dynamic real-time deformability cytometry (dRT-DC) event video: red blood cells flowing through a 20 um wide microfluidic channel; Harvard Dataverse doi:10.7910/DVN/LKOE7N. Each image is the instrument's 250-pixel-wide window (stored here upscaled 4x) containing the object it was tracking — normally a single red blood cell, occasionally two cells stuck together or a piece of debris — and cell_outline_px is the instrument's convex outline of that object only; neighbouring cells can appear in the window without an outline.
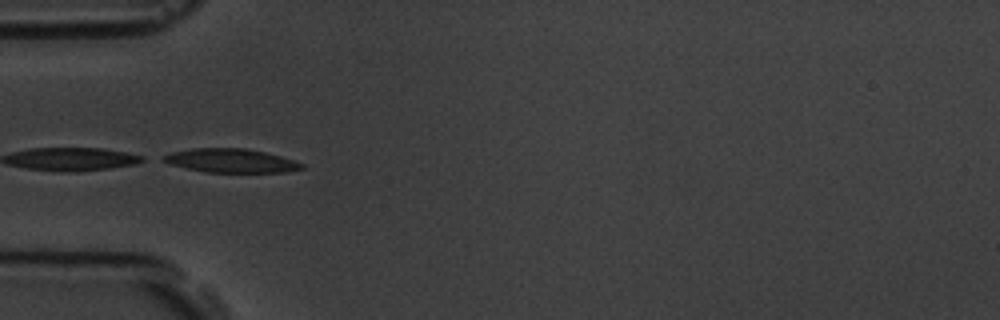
{"species": "common noctule bat (a hibernating species)", "species_latin": "Nyctalus noctula", "temperature_condition": "room temperature", "stored_images_in_passage": 11, "camera_frame_rate_fps": 3000, "um_per_image_px": 0.085, "animal": {"sex": "male", "body_mass_g": 19.5, "forearm_length_mm": 54.6}, "frame": {"image": 1, "passage_image": 2, "time_ms": 1.333, "image_size_px": [1000, 320], "cell_outline_px": [[304, 168], [288, 172], [208, 172], [168, 164], [160, 160], [164, 156], [172, 152], [192, 148], [244, 148], [264, 152], [280, 156], [304, 164]], "centroid_in_image_um": [19.62, 13.65], "position_along_channel_um": 65.4, "area_um2": 19.02}}
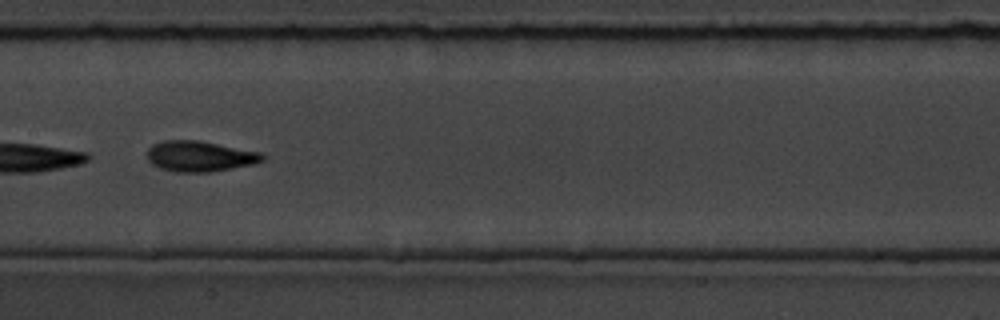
{"frame": {"image": 2, "passage_image": 5, "time_ms": 4.667, "image_size_px": [1000, 320], "cell_outline_px": [[268, 156], [264, 160], [256, 164], [208, 172], [176, 172], [160, 168], [152, 164], [148, 160], [148, 148], [152, 144], [164, 140], [200, 140], [260, 152]], "centroid_in_image_um": [17.01, 13.28], "position_along_channel_um": 190.4, "area_um2": 20.75}}
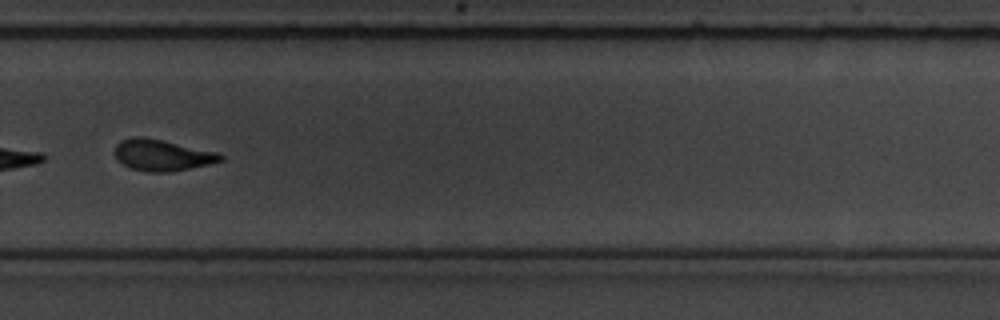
{"frame": {"image": 3, "passage_image": 8, "time_ms": 8.0, "image_size_px": [1000, 320], "cell_outline_px": [[224, 160], [208, 164], [172, 172], [148, 172], [128, 168], [116, 160], [116, 144], [120, 140], [132, 136], [144, 136], [216, 152], [224, 156]], "centroid_in_image_um": [13.73, 13.19], "position_along_channel_um": 316.1, "area_um2": 19.36}, "authors_computed_cell_mechanics": {"area_um2": 19.5942, "velocity_mm_per_s": 3.7763, "shape_relaxation_time_tau1_ms": 5.3627, "shape_relaxation_time_tau2_ms": null, "deformation_change_tau1": 0.1511, "deformation_change_tau2": null}}